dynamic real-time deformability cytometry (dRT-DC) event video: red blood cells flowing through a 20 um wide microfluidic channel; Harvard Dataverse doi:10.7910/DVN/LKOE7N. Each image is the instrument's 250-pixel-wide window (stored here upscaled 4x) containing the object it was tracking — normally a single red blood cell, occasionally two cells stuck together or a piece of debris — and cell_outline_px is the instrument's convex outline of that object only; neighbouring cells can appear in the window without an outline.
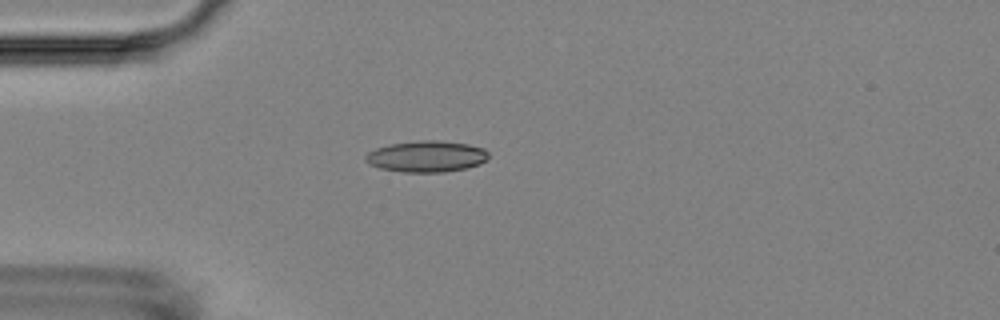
{"species": "Egyptian fruit bat (a non-hibernating species)", "species_latin": "Rousettus aegyptiacus", "temperature_condition": "room temperature", "stored_images_in_passage": 3, "camera_frame_rate_fps": 3000, "um_per_image_px": 0.085, "animal": {"sex": "female"}, "frame": {"image": 1, "passage_image": 3, "time_ms": 3.333, "image_size_px": [1000, 320], "cell_outline_px": [[488, 160], [480, 164], [468, 168], [444, 172], [400, 172], [380, 168], [368, 164], [364, 160], [364, 156], [368, 152], [376, 148], [392, 144], [420, 140], [436, 140], [468, 144], [484, 148], [488, 152]], "centroid_in_image_um": [36.26, 13.3], "position_along_channel_um": 48.7, "area_um2": 22.6}}